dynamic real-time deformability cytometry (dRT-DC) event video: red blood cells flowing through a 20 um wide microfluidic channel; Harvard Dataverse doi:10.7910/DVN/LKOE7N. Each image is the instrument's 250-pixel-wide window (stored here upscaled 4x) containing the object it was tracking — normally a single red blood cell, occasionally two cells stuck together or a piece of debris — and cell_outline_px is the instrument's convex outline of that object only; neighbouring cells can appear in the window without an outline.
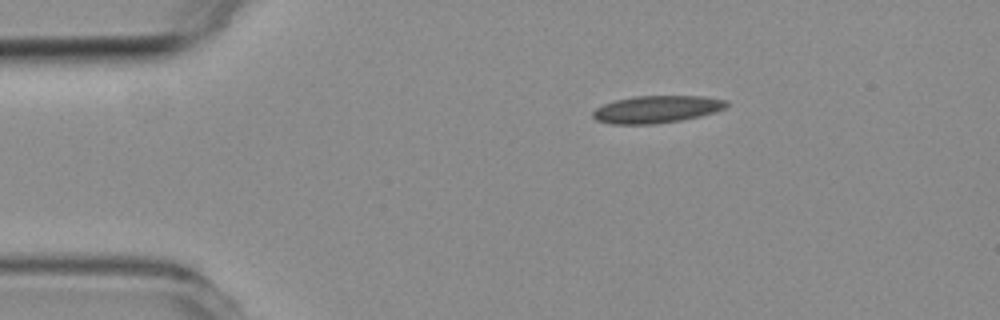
{"species": "common noctule bat (a hibernating species)", "species_latin": "Nyctalus noctula", "temperature_condition": "room temperature", "stored_images_in_passage": 6, "camera_frame_rate_fps": 3000, "um_per_image_px": 0.085, "animal": {"sex": "female", "body_mass_g": 19.3, "forearm_length_mm": 54.1}, "frame": {"image": 1, "passage_image": 6, "time_ms": 7.0, "image_size_px": [1000, 320], "cell_outline_px": [[728, 104], [724, 108], [700, 116], [680, 120], [656, 124], [612, 124], [596, 120], [592, 116], [592, 112], [596, 108], [604, 104], [616, 100], [636, 96], [704, 96], [728, 100]], "centroid_in_image_um": [55.8, 9.29], "position_along_channel_um": 29.2, "area_um2": 21.15}}